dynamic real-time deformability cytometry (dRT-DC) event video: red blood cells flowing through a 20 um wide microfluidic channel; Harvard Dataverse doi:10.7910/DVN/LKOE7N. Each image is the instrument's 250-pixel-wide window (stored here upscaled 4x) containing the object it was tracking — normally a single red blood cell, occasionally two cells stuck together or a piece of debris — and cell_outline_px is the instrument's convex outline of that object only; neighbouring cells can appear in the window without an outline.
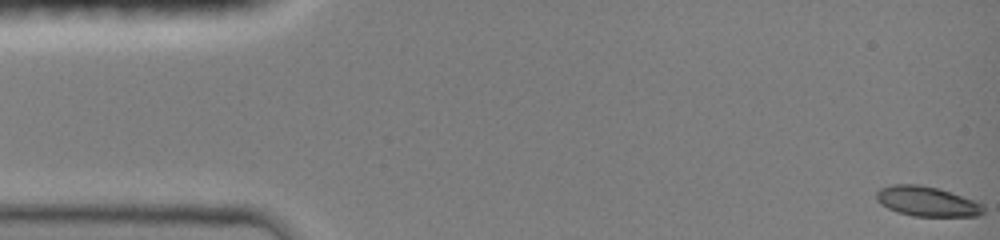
{"species": "common noctule bat (a hibernating species)", "species_latin": "Nyctalus noctula", "temperature_condition": "room temperature", "stored_images_in_passage": 47, "camera_frame_rate_fps": 3000, "um_per_image_px": 0.085, "animal": {"sex": "female", "body_mass_g": 19.0, "forearm_length_mm": 51.5}, "frame": {"image": 1, "passage_image": 1, "time_ms": 0.0, "image_size_px": [1000, 240], "cell_outline_px": [[984, 212], [980, 216], [912, 216], [896, 212], [880, 204], [876, 200], [876, 192], [880, 188], [892, 184], [920, 184], [940, 188], [976, 200], [984, 204]], "centroid_in_image_um": [78.81, 17.11], "position_along_channel_um": 6.2, "area_um2": 19.07}}
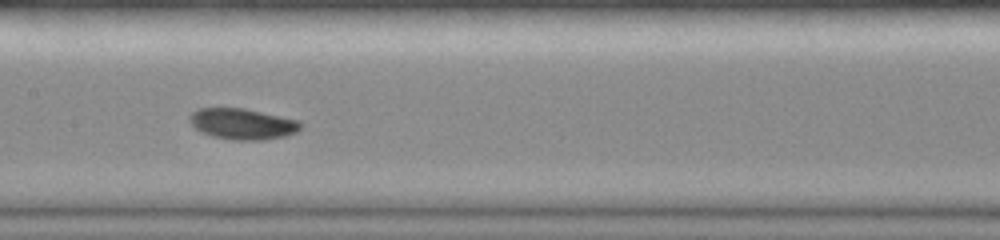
{"frame": {"image": 2, "passage_image": 24, "time_ms": 7.667, "image_size_px": [1000, 240], "cell_outline_px": [[304, 124], [296, 132], [284, 136], [264, 140], [236, 140], [212, 136], [200, 132], [188, 120], [188, 116], [196, 108], [244, 108], [300, 120]], "centroid_in_image_um": [20.61, 10.52], "position_along_channel_um": 186.8, "area_um2": 20.17}}
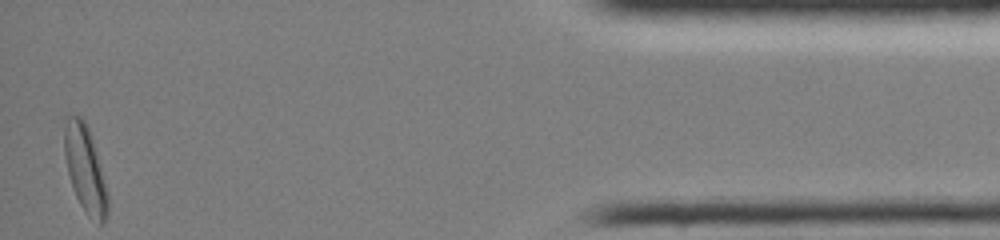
{"frame": {"image": 3, "passage_image": 47, "time_ms": 15.333, "image_size_px": [1000, 240], "cell_outline_px": [[108, 212], [104, 224], [100, 224], [84, 212], [76, 196], [68, 172], [64, 152], [64, 124], [68, 116], [80, 116], [84, 120], [88, 128], [96, 152], [108, 192]], "centroid_in_image_um": [7.24, 14.4], "position_along_channel_um": 428.0, "area_um2": 21.56}, "authors_computed_cell_mechanics": {"area_um2": 19.2474, "velocity_mm_per_s": 4.0295, "shape_relaxation_time_tau1_ms": 3.248, "shape_relaxation_time_tau2_ms": 3.3096, "deformation_change_tau1": 0.1476, "deformation_change_tau2": 0.0729}}